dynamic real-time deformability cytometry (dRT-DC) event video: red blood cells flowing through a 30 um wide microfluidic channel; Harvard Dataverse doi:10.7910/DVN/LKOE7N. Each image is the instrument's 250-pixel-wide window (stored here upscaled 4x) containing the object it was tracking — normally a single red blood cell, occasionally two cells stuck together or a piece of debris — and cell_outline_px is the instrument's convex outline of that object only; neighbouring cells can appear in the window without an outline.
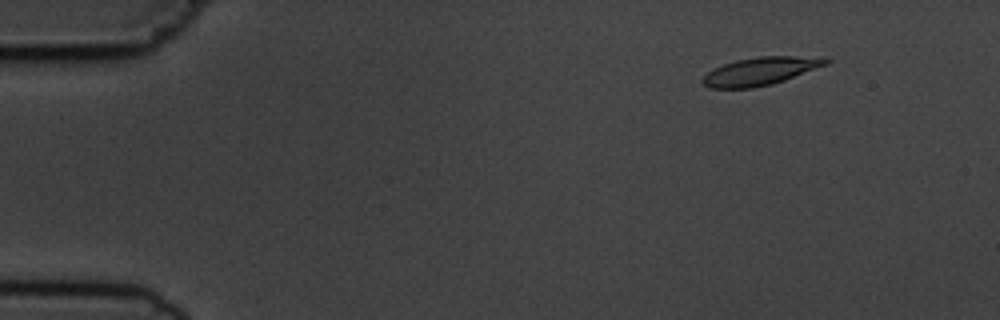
{"species": "common noctule bat (a hibernating species)", "species_latin": "Nyctalus noctula", "temperature_condition": "cold", "stored_images_in_passage": 3, "camera_frame_rate_fps": 3000, "um_per_image_px": 0.085, "animal": {"sex": "male", "body_mass_g": 19.5, "forearm_length_mm": 54.6}, "frame": {"image": 1, "passage_image": 1, "time_ms": 0.0, "image_size_px": [1000, 320], "cell_outline_px": [[832, 60], [828, 64], [784, 80], [772, 84], [752, 88], [708, 88], [700, 80], [712, 68], [736, 60], [760, 56], [796, 56]], "centroid_in_image_um": [64.57, 6.06], "position_along_channel_um": 20.4, "area_um2": 19.83}}
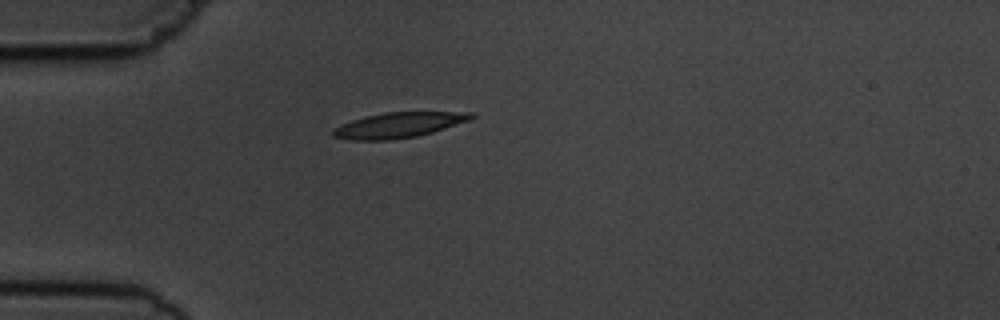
{"frame": {"image": 2, "passage_image": 3, "time_ms": 3.0, "image_size_px": [1000, 320], "cell_outline_px": [[476, 116], [468, 120], [432, 132], [416, 136], [388, 140], [348, 140], [332, 136], [332, 128], [340, 124], [364, 116], [384, 112], [476, 112]], "centroid_in_image_um": [33.82, 10.62], "position_along_channel_um": 51.2, "area_um2": 20.4}}